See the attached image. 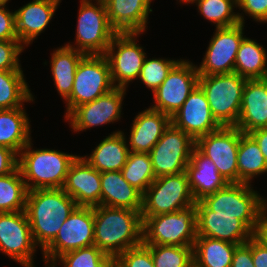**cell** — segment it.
<instances>
[{"mask_svg":"<svg viewBox=\"0 0 267 267\" xmlns=\"http://www.w3.org/2000/svg\"><path fill=\"white\" fill-rule=\"evenodd\" d=\"M108 20L117 33L146 31L152 0H103Z\"/></svg>","mask_w":267,"mask_h":267,"instance_id":"21","label":"cell"},{"mask_svg":"<svg viewBox=\"0 0 267 267\" xmlns=\"http://www.w3.org/2000/svg\"><path fill=\"white\" fill-rule=\"evenodd\" d=\"M121 173L123 178L142 195L156 179L149 153L130 151Z\"/></svg>","mask_w":267,"mask_h":267,"instance_id":"35","label":"cell"},{"mask_svg":"<svg viewBox=\"0 0 267 267\" xmlns=\"http://www.w3.org/2000/svg\"><path fill=\"white\" fill-rule=\"evenodd\" d=\"M114 87L109 63L104 55H85L77 67L73 89L65 100V118L78 106L92 102Z\"/></svg>","mask_w":267,"mask_h":267,"instance_id":"9","label":"cell"},{"mask_svg":"<svg viewBox=\"0 0 267 267\" xmlns=\"http://www.w3.org/2000/svg\"><path fill=\"white\" fill-rule=\"evenodd\" d=\"M114 264L117 267H155L151 250L143 243L118 255Z\"/></svg>","mask_w":267,"mask_h":267,"instance_id":"40","label":"cell"},{"mask_svg":"<svg viewBox=\"0 0 267 267\" xmlns=\"http://www.w3.org/2000/svg\"><path fill=\"white\" fill-rule=\"evenodd\" d=\"M9 0H0V5H6Z\"/></svg>","mask_w":267,"mask_h":267,"instance_id":"51","label":"cell"},{"mask_svg":"<svg viewBox=\"0 0 267 267\" xmlns=\"http://www.w3.org/2000/svg\"><path fill=\"white\" fill-rule=\"evenodd\" d=\"M240 129L222 126L217 131L201 136L196 147L217 167L218 172L229 182L238 183V148Z\"/></svg>","mask_w":267,"mask_h":267,"instance_id":"14","label":"cell"},{"mask_svg":"<svg viewBox=\"0 0 267 267\" xmlns=\"http://www.w3.org/2000/svg\"><path fill=\"white\" fill-rule=\"evenodd\" d=\"M127 145L124 132L116 131L106 136L90 156L81 157L100 173L121 171L130 152Z\"/></svg>","mask_w":267,"mask_h":267,"instance_id":"27","label":"cell"},{"mask_svg":"<svg viewBox=\"0 0 267 267\" xmlns=\"http://www.w3.org/2000/svg\"><path fill=\"white\" fill-rule=\"evenodd\" d=\"M248 134L256 141L267 162V127L253 130Z\"/></svg>","mask_w":267,"mask_h":267,"instance_id":"47","label":"cell"},{"mask_svg":"<svg viewBox=\"0 0 267 267\" xmlns=\"http://www.w3.org/2000/svg\"><path fill=\"white\" fill-rule=\"evenodd\" d=\"M252 259L254 267H267V247L255 235L252 237Z\"/></svg>","mask_w":267,"mask_h":267,"instance_id":"46","label":"cell"},{"mask_svg":"<svg viewBox=\"0 0 267 267\" xmlns=\"http://www.w3.org/2000/svg\"><path fill=\"white\" fill-rule=\"evenodd\" d=\"M155 267H193V247L146 245Z\"/></svg>","mask_w":267,"mask_h":267,"instance_id":"38","label":"cell"},{"mask_svg":"<svg viewBox=\"0 0 267 267\" xmlns=\"http://www.w3.org/2000/svg\"><path fill=\"white\" fill-rule=\"evenodd\" d=\"M179 61V59H147L146 56L138 78L153 92L162 84L168 73Z\"/></svg>","mask_w":267,"mask_h":267,"instance_id":"39","label":"cell"},{"mask_svg":"<svg viewBox=\"0 0 267 267\" xmlns=\"http://www.w3.org/2000/svg\"><path fill=\"white\" fill-rule=\"evenodd\" d=\"M170 124L171 117L167 114L150 107L141 111L136 115L131 126L129 150L149 153Z\"/></svg>","mask_w":267,"mask_h":267,"instance_id":"24","label":"cell"},{"mask_svg":"<svg viewBox=\"0 0 267 267\" xmlns=\"http://www.w3.org/2000/svg\"><path fill=\"white\" fill-rule=\"evenodd\" d=\"M125 88H113L92 102L76 107L65 119L74 132L85 131L95 126L114 123L121 118Z\"/></svg>","mask_w":267,"mask_h":267,"instance_id":"17","label":"cell"},{"mask_svg":"<svg viewBox=\"0 0 267 267\" xmlns=\"http://www.w3.org/2000/svg\"><path fill=\"white\" fill-rule=\"evenodd\" d=\"M142 197L143 195L123 178L121 171L101 173V205L141 211Z\"/></svg>","mask_w":267,"mask_h":267,"instance_id":"26","label":"cell"},{"mask_svg":"<svg viewBox=\"0 0 267 267\" xmlns=\"http://www.w3.org/2000/svg\"><path fill=\"white\" fill-rule=\"evenodd\" d=\"M141 217L144 245L193 247L197 237L195 204L173 213Z\"/></svg>","mask_w":267,"mask_h":267,"instance_id":"4","label":"cell"},{"mask_svg":"<svg viewBox=\"0 0 267 267\" xmlns=\"http://www.w3.org/2000/svg\"><path fill=\"white\" fill-rule=\"evenodd\" d=\"M179 2H180V4H181V2H182V3H185V4H186V3H187V4H188V3H189V4H190V3L193 4V3L195 2V0H179Z\"/></svg>","mask_w":267,"mask_h":267,"instance_id":"49","label":"cell"},{"mask_svg":"<svg viewBox=\"0 0 267 267\" xmlns=\"http://www.w3.org/2000/svg\"><path fill=\"white\" fill-rule=\"evenodd\" d=\"M94 233L93 207L77 206L63 223L55 239L42 251L46 265L53 264L66 252L94 245Z\"/></svg>","mask_w":267,"mask_h":267,"instance_id":"10","label":"cell"},{"mask_svg":"<svg viewBox=\"0 0 267 267\" xmlns=\"http://www.w3.org/2000/svg\"><path fill=\"white\" fill-rule=\"evenodd\" d=\"M56 261L64 267H111L114 264V259L95 245L62 254L52 264L54 267Z\"/></svg>","mask_w":267,"mask_h":267,"instance_id":"37","label":"cell"},{"mask_svg":"<svg viewBox=\"0 0 267 267\" xmlns=\"http://www.w3.org/2000/svg\"><path fill=\"white\" fill-rule=\"evenodd\" d=\"M81 0L76 29V46L66 44L90 55H104L117 32L111 27L103 0Z\"/></svg>","mask_w":267,"mask_h":267,"instance_id":"7","label":"cell"},{"mask_svg":"<svg viewBox=\"0 0 267 267\" xmlns=\"http://www.w3.org/2000/svg\"><path fill=\"white\" fill-rule=\"evenodd\" d=\"M28 189L17 168L0 176V213L25 211Z\"/></svg>","mask_w":267,"mask_h":267,"instance_id":"34","label":"cell"},{"mask_svg":"<svg viewBox=\"0 0 267 267\" xmlns=\"http://www.w3.org/2000/svg\"><path fill=\"white\" fill-rule=\"evenodd\" d=\"M235 127L244 134L267 127V77L246 81Z\"/></svg>","mask_w":267,"mask_h":267,"instance_id":"22","label":"cell"},{"mask_svg":"<svg viewBox=\"0 0 267 267\" xmlns=\"http://www.w3.org/2000/svg\"><path fill=\"white\" fill-rule=\"evenodd\" d=\"M267 53L255 40L243 38L235 58L234 72L247 80L267 77Z\"/></svg>","mask_w":267,"mask_h":267,"instance_id":"31","label":"cell"},{"mask_svg":"<svg viewBox=\"0 0 267 267\" xmlns=\"http://www.w3.org/2000/svg\"><path fill=\"white\" fill-rule=\"evenodd\" d=\"M94 245L115 259L129 248L142 244L141 211L103 205L93 207Z\"/></svg>","mask_w":267,"mask_h":267,"instance_id":"1","label":"cell"},{"mask_svg":"<svg viewBox=\"0 0 267 267\" xmlns=\"http://www.w3.org/2000/svg\"><path fill=\"white\" fill-rule=\"evenodd\" d=\"M263 199V196L251 188V184L229 183L200 201L216 214L239 215V220L255 234L264 209Z\"/></svg>","mask_w":267,"mask_h":267,"instance_id":"6","label":"cell"},{"mask_svg":"<svg viewBox=\"0 0 267 267\" xmlns=\"http://www.w3.org/2000/svg\"><path fill=\"white\" fill-rule=\"evenodd\" d=\"M30 91L22 70H0V109L23 107L25 102H33Z\"/></svg>","mask_w":267,"mask_h":267,"instance_id":"33","label":"cell"},{"mask_svg":"<svg viewBox=\"0 0 267 267\" xmlns=\"http://www.w3.org/2000/svg\"><path fill=\"white\" fill-rule=\"evenodd\" d=\"M62 189L78 206L101 205V173L81 156L71 163Z\"/></svg>","mask_w":267,"mask_h":267,"instance_id":"20","label":"cell"},{"mask_svg":"<svg viewBox=\"0 0 267 267\" xmlns=\"http://www.w3.org/2000/svg\"><path fill=\"white\" fill-rule=\"evenodd\" d=\"M186 172L192 195L196 201L201 200L206 195L215 193L229 184L218 172L213 161L206 157L196 146L192 151Z\"/></svg>","mask_w":267,"mask_h":267,"instance_id":"25","label":"cell"},{"mask_svg":"<svg viewBox=\"0 0 267 267\" xmlns=\"http://www.w3.org/2000/svg\"><path fill=\"white\" fill-rule=\"evenodd\" d=\"M238 183H248L267 172V162L256 141L240 130L238 148Z\"/></svg>","mask_w":267,"mask_h":267,"instance_id":"32","label":"cell"},{"mask_svg":"<svg viewBox=\"0 0 267 267\" xmlns=\"http://www.w3.org/2000/svg\"><path fill=\"white\" fill-rule=\"evenodd\" d=\"M196 204L187 172L157 177L142 197L141 216L173 213Z\"/></svg>","mask_w":267,"mask_h":267,"instance_id":"8","label":"cell"},{"mask_svg":"<svg viewBox=\"0 0 267 267\" xmlns=\"http://www.w3.org/2000/svg\"><path fill=\"white\" fill-rule=\"evenodd\" d=\"M267 247V210L261 212L258 226L254 234Z\"/></svg>","mask_w":267,"mask_h":267,"instance_id":"48","label":"cell"},{"mask_svg":"<svg viewBox=\"0 0 267 267\" xmlns=\"http://www.w3.org/2000/svg\"><path fill=\"white\" fill-rule=\"evenodd\" d=\"M197 236L245 244L254 233L241 221L239 215L216 214L200 200L196 201Z\"/></svg>","mask_w":267,"mask_h":267,"instance_id":"19","label":"cell"},{"mask_svg":"<svg viewBox=\"0 0 267 267\" xmlns=\"http://www.w3.org/2000/svg\"><path fill=\"white\" fill-rule=\"evenodd\" d=\"M18 168V154L0 145V176L10 174Z\"/></svg>","mask_w":267,"mask_h":267,"instance_id":"45","label":"cell"},{"mask_svg":"<svg viewBox=\"0 0 267 267\" xmlns=\"http://www.w3.org/2000/svg\"><path fill=\"white\" fill-rule=\"evenodd\" d=\"M231 267H254L252 259V238L235 249Z\"/></svg>","mask_w":267,"mask_h":267,"instance_id":"44","label":"cell"},{"mask_svg":"<svg viewBox=\"0 0 267 267\" xmlns=\"http://www.w3.org/2000/svg\"><path fill=\"white\" fill-rule=\"evenodd\" d=\"M194 3L198 7V12L205 19L216 24V28L245 23L243 13L233 12L234 8L238 7L237 0H195Z\"/></svg>","mask_w":267,"mask_h":267,"instance_id":"36","label":"cell"},{"mask_svg":"<svg viewBox=\"0 0 267 267\" xmlns=\"http://www.w3.org/2000/svg\"><path fill=\"white\" fill-rule=\"evenodd\" d=\"M46 266H48V267H54L52 264H50V265L48 264V265H46Z\"/></svg>","mask_w":267,"mask_h":267,"instance_id":"52","label":"cell"},{"mask_svg":"<svg viewBox=\"0 0 267 267\" xmlns=\"http://www.w3.org/2000/svg\"><path fill=\"white\" fill-rule=\"evenodd\" d=\"M25 211L0 213V251L23 267H34L37 250Z\"/></svg>","mask_w":267,"mask_h":267,"instance_id":"15","label":"cell"},{"mask_svg":"<svg viewBox=\"0 0 267 267\" xmlns=\"http://www.w3.org/2000/svg\"><path fill=\"white\" fill-rule=\"evenodd\" d=\"M171 124L183 130L195 141L222 127L213 117L206 95L199 85L190 93L181 108L173 114Z\"/></svg>","mask_w":267,"mask_h":267,"instance_id":"18","label":"cell"},{"mask_svg":"<svg viewBox=\"0 0 267 267\" xmlns=\"http://www.w3.org/2000/svg\"><path fill=\"white\" fill-rule=\"evenodd\" d=\"M30 122L23 107L0 109V145L17 154L32 140Z\"/></svg>","mask_w":267,"mask_h":267,"instance_id":"28","label":"cell"},{"mask_svg":"<svg viewBox=\"0 0 267 267\" xmlns=\"http://www.w3.org/2000/svg\"><path fill=\"white\" fill-rule=\"evenodd\" d=\"M60 2L61 0H33L14 11L17 37L24 47L32 43L48 26Z\"/></svg>","mask_w":267,"mask_h":267,"instance_id":"23","label":"cell"},{"mask_svg":"<svg viewBox=\"0 0 267 267\" xmlns=\"http://www.w3.org/2000/svg\"><path fill=\"white\" fill-rule=\"evenodd\" d=\"M244 24L215 28L202 63L197 66L199 76L234 72L235 58L243 36Z\"/></svg>","mask_w":267,"mask_h":267,"instance_id":"16","label":"cell"},{"mask_svg":"<svg viewBox=\"0 0 267 267\" xmlns=\"http://www.w3.org/2000/svg\"><path fill=\"white\" fill-rule=\"evenodd\" d=\"M263 207H264V209L267 210V200H266V198L263 199Z\"/></svg>","mask_w":267,"mask_h":267,"instance_id":"50","label":"cell"},{"mask_svg":"<svg viewBox=\"0 0 267 267\" xmlns=\"http://www.w3.org/2000/svg\"><path fill=\"white\" fill-rule=\"evenodd\" d=\"M0 5V40H18L16 33L15 12H10Z\"/></svg>","mask_w":267,"mask_h":267,"instance_id":"43","label":"cell"},{"mask_svg":"<svg viewBox=\"0 0 267 267\" xmlns=\"http://www.w3.org/2000/svg\"><path fill=\"white\" fill-rule=\"evenodd\" d=\"M238 246L227 241L197 236L193 245V267H231Z\"/></svg>","mask_w":267,"mask_h":267,"instance_id":"30","label":"cell"},{"mask_svg":"<svg viewBox=\"0 0 267 267\" xmlns=\"http://www.w3.org/2000/svg\"><path fill=\"white\" fill-rule=\"evenodd\" d=\"M246 81L235 72L199 76L198 85L206 95L213 117L221 126H236Z\"/></svg>","mask_w":267,"mask_h":267,"instance_id":"5","label":"cell"},{"mask_svg":"<svg viewBox=\"0 0 267 267\" xmlns=\"http://www.w3.org/2000/svg\"><path fill=\"white\" fill-rule=\"evenodd\" d=\"M196 141L172 124L149 152L157 177L185 172Z\"/></svg>","mask_w":267,"mask_h":267,"instance_id":"11","label":"cell"},{"mask_svg":"<svg viewBox=\"0 0 267 267\" xmlns=\"http://www.w3.org/2000/svg\"><path fill=\"white\" fill-rule=\"evenodd\" d=\"M24 48L19 40H0V70H22L18 57Z\"/></svg>","mask_w":267,"mask_h":267,"instance_id":"41","label":"cell"},{"mask_svg":"<svg viewBox=\"0 0 267 267\" xmlns=\"http://www.w3.org/2000/svg\"><path fill=\"white\" fill-rule=\"evenodd\" d=\"M31 142L18 154V168L28 191L63 188L68 169L77 155L53 149L34 150Z\"/></svg>","mask_w":267,"mask_h":267,"instance_id":"3","label":"cell"},{"mask_svg":"<svg viewBox=\"0 0 267 267\" xmlns=\"http://www.w3.org/2000/svg\"><path fill=\"white\" fill-rule=\"evenodd\" d=\"M77 206L62 188L28 191L25 212L37 247L43 251L55 239Z\"/></svg>","mask_w":267,"mask_h":267,"instance_id":"2","label":"cell"},{"mask_svg":"<svg viewBox=\"0 0 267 267\" xmlns=\"http://www.w3.org/2000/svg\"><path fill=\"white\" fill-rule=\"evenodd\" d=\"M239 9L249 14L254 21L267 22V0H237Z\"/></svg>","mask_w":267,"mask_h":267,"instance_id":"42","label":"cell"},{"mask_svg":"<svg viewBox=\"0 0 267 267\" xmlns=\"http://www.w3.org/2000/svg\"><path fill=\"white\" fill-rule=\"evenodd\" d=\"M51 72L59 95L66 100L73 89L74 77L80 60L86 55L66 45L51 54Z\"/></svg>","mask_w":267,"mask_h":267,"instance_id":"29","label":"cell"},{"mask_svg":"<svg viewBox=\"0 0 267 267\" xmlns=\"http://www.w3.org/2000/svg\"><path fill=\"white\" fill-rule=\"evenodd\" d=\"M138 35L140 33H117L104 54L109 63L114 87L126 89L140 75L147 55L136 43Z\"/></svg>","mask_w":267,"mask_h":267,"instance_id":"12","label":"cell"},{"mask_svg":"<svg viewBox=\"0 0 267 267\" xmlns=\"http://www.w3.org/2000/svg\"><path fill=\"white\" fill-rule=\"evenodd\" d=\"M198 80L197 66L186 59H180L162 84L152 92L156 104L150 108L172 117L198 85Z\"/></svg>","mask_w":267,"mask_h":267,"instance_id":"13","label":"cell"}]
</instances>
